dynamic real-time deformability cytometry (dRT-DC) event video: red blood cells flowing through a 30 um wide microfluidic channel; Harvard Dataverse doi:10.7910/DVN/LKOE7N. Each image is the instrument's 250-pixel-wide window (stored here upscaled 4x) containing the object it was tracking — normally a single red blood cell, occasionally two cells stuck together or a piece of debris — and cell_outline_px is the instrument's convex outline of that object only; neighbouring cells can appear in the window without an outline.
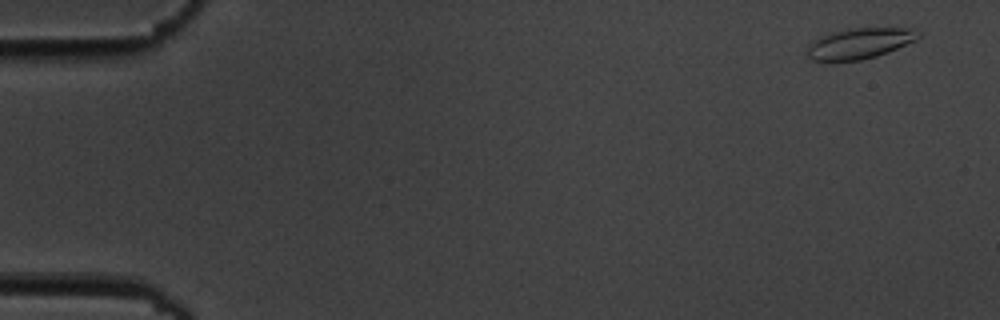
{"species": "common noctule bat (a hibernating species)", "species_latin": "Nyctalus noctula", "temperature_condition": "cold", "stored_images_in_passage": 15, "camera_frame_rate_fps": 3000, "um_per_image_px": 0.085, "animal": {"sex": "male", "body_mass_g": 19.5, "forearm_length_mm": 54.6}, "frame": {"image": 1, "passage_image": 1, "time_ms": 0.0, "image_size_px": [1000, 320], "cell_outline_px": [[924, 32], [916, 40], [888, 52], [876, 56], [860, 60], [812, 60], [808, 56], [808, 48], [812, 40], [836, 32], [856, 28], [908, 28]], "centroid_in_image_um": [73.14, 3.68], "position_along_channel_um": 11.9, "area_um2": 19.42}}
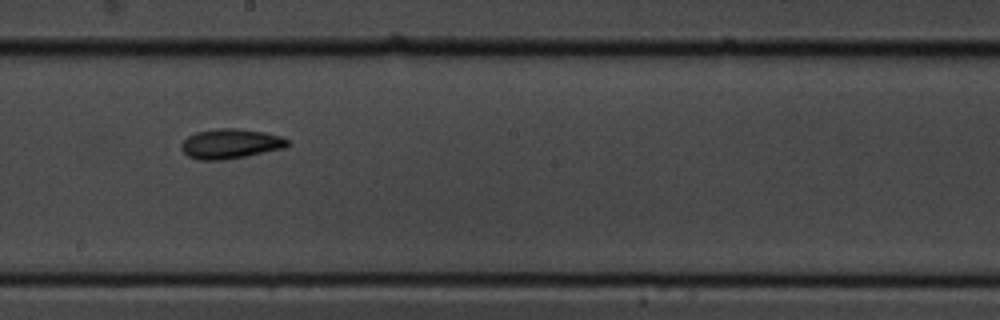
{"frame": {"image": 2, "passage_image": 9, "time_ms": 10.0, "image_size_px": [1000, 320], "cell_outline_px": [[288, 148], [224, 160], [200, 160], [188, 156], [180, 148], [180, 144], [188, 136], [196, 132], [220, 128], [236, 128], [264, 132], [280, 136], [288, 140]], "centroid_in_image_um": [19.59, 12.22], "position_along_channel_um": 228.6, "area_um2": 18.5}}
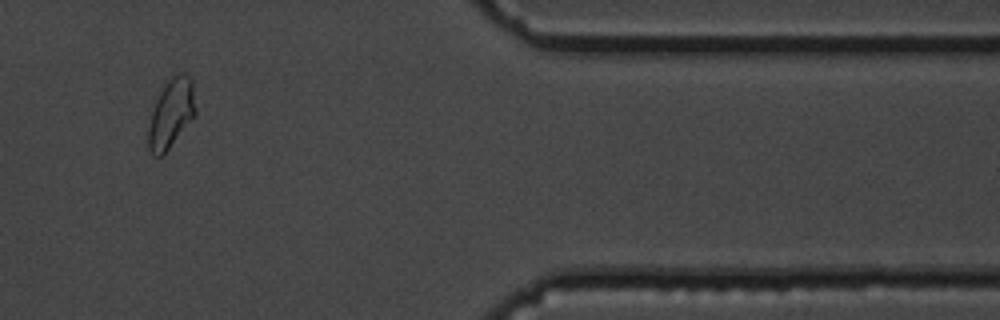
{"frame": {"image": 3, "passage_image": 14, "time_ms": 15.667, "image_size_px": [1000, 320], "cell_outline_px": [[196, 116], [168, 148], [160, 156], [152, 156], [148, 148], [148, 128], [152, 112], [156, 100], [164, 80], [172, 72], [184, 72], [192, 80], [196, 108]], "centroid_in_image_um": [14.56, 9.55], "position_along_channel_um": 396.8, "area_um2": 19.42}, "authors_computed_cell_mechanics": {"area_um2": 18.0914, "velocity_mm_per_s": 3.4781, "shape_relaxation_time_tau1_ms": 5.3656, "shape_relaxation_time_tau2_ms": 3.8315, "deformation_change_tau1": 0.1184, "deformation_change_tau2": 0.0498}}